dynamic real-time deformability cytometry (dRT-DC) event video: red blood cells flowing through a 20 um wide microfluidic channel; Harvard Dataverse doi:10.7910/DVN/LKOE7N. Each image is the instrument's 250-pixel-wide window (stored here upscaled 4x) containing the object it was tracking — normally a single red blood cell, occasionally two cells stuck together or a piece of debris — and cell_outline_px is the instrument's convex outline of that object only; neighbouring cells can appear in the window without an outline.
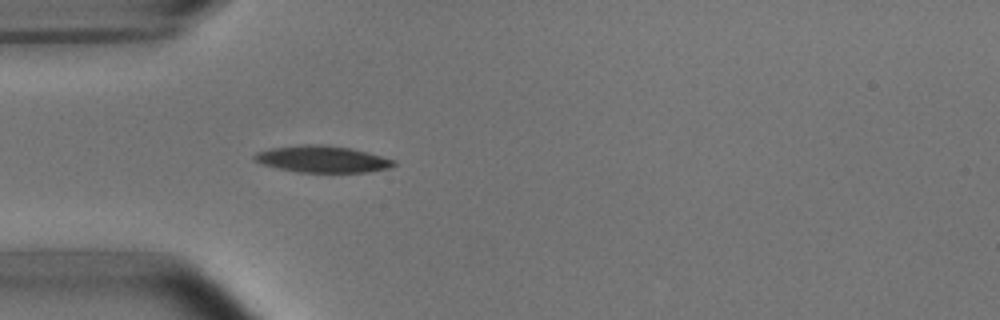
{"species": "common noctule bat (a hibernating species)", "species_latin": "Nyctalus noctula", "temperature_condition": "room temperature", "stored_images_in_passage": 3, "camera_frame_rate_fps": 3000, "um_per_image_px": 0.085, "animal": {"sex": "male", "body_mass_g": 15.6}, "frame": {"image": 1, "passage_image": 3, "time_ms": 0.667, "image_size_px": [1000, 320], "cell_outline_px": [[396, 164], [388, 168], [368, 172], [296, 172], [264, 164], [252, 160], [252, 156], [256, 152], [268, 148], [304, 144], [324, 144], [352, 148], [368, 152], [396, 160]], "centroid_in_image_um": [27.39, 13.51], "position_along_channel_um": 57.6, "area_um2": 21.85}}